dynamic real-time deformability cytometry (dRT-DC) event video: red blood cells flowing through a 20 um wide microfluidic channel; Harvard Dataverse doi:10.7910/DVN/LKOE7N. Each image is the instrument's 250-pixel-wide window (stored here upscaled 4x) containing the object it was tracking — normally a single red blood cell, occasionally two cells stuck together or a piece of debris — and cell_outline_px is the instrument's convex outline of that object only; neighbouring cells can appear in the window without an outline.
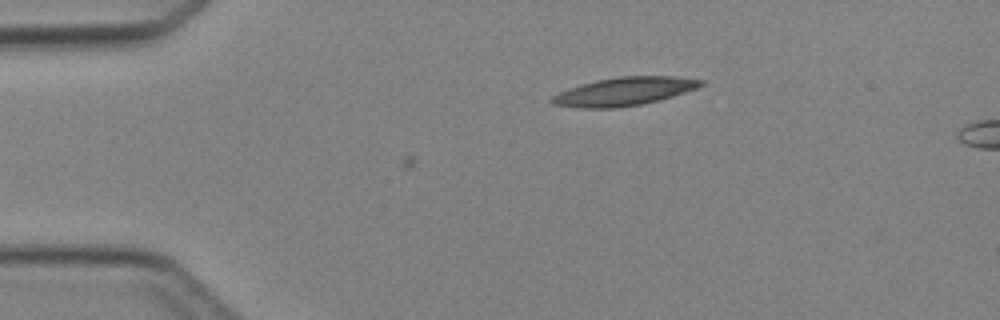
{"species": "Egyptian fruit bat (a non-hibernating species)", "species_latin": "Rousettus aegyptiacus", "temperature_condition": "cold", "stored_images_in_passage": 5, "camera_frame_rate_fps": 3000, "um_per_image_px": 0.085, "animal": {"sex": "female"}, "frame": {"image": 1, "passage_image": 5, "time_ms": 4.333, "image_size_px": [1000, 320], "cell_outline_px": [[704, 84], [696, 88], [660, 100], [640, 104], [616, 108], [580, 108], [552, 104], [548, 100], [552, 96], [568, 88], [580, 84], [596, 80], [616, 76], [676, 76], [704, 80]], "centroid_in_image_um": [53.02, 7.77], "position_along_channel_um": 32.0, "area_um2": 24.62}}